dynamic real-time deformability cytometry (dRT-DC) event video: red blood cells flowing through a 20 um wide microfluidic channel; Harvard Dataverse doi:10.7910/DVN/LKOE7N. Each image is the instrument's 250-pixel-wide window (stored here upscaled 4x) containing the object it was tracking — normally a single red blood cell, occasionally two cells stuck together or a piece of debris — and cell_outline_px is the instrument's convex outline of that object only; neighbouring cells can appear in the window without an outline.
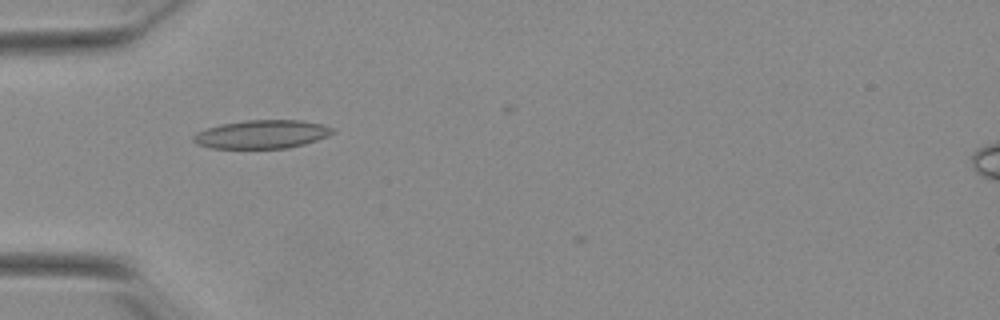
{"species": "Egyptian fruit bat (a non-hibernating species)", "species_latin": "Rousettus aegyptiacus", "temperature_condition": "warm", "stored_images_in_passage": 37, "camera_frame_rate_fps": 3000, "um_per_image_px": 0.085, "animal": {"sex": "female"}, "frame": {"image": 1, "passage_image": 1, "time_ms": 0.0, "image_size_px": [1000, 320], "cell_outline_px": [[336, 132], [328, 136], [304, 144], [288, 148], [212, 148], [196, 144], [192, 140], [192, 136], [196, 132], [220, 124], [244, 120], [304, 120], [324, 124], [332, 128]], "centroid_in_image_um": [22.26, 11.4], "position_along_channel_um": 62.7, "area_um2": 23.24}}
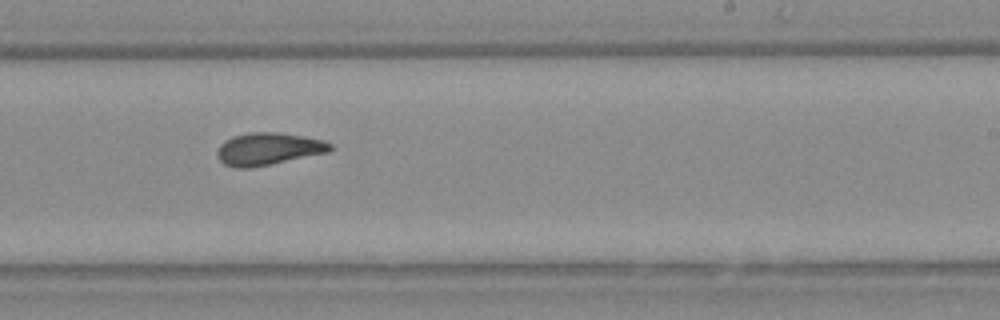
{"frame": {"image": 2, "passage_image": 17, "time_ms": 5.333, "image_size_px": [1000, 320], "cell_outline_px": [[332, 148], [328, 152], [272, 164], [248, 168], [236, 168], [224, 164], [220, 160], [216, 152], [220, 144], [224, 140], [232, 136], [248, 132], [276, 132], [304, 136], [324, 140], [332, 144]], "centroid_in_image_um": [22.79, 12.65], "position_along_channel_um": 266.2, "area_um2": 21.39}}
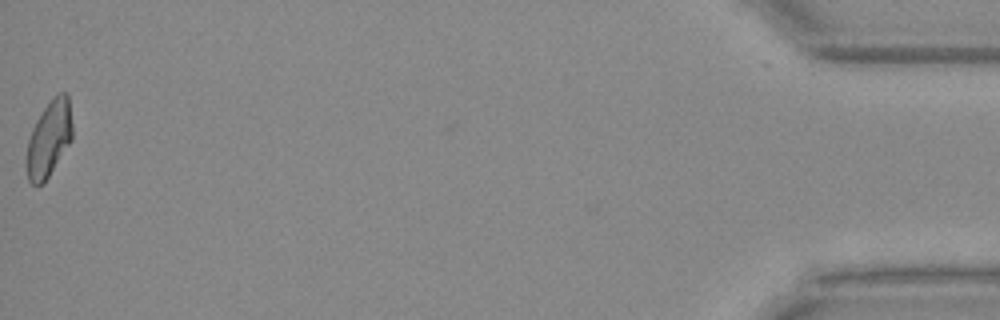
{"frame": {"image": 3, "passage_image": 37, "time_ms": 12.0, "image_size_px": [1000, 320], "cell_outline_px": [[72, 140], [44, 184], [32, 184], [28, 180], [28, 140], [32, 128], [36, 120], [44, 108], [60, 92], [68, 92], [72, 124]], "centroid_in_image_um": [4.2, 11.79], "position_along_channel_um": 431.0, "area_um2": 19.94}, "authors_computed_cell_mechanics": {"area_um2": 20.6924, "velocity_mm_per_s": 3.8697, "shape_relaxation_time_tau1_ms": null, "shape_relaxation_time_tau2_ms": 2.0372, "deformation_change_tau1": null, "deformation_change_tau2": 0.0852}}